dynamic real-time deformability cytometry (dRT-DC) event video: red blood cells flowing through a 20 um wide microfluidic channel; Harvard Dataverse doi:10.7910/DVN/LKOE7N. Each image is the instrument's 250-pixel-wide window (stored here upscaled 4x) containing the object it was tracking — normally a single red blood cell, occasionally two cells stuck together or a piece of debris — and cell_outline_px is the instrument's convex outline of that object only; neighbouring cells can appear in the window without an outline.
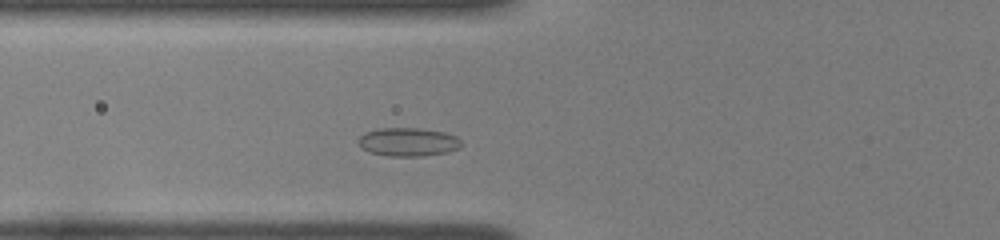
{"species": "common noctule bat (a hibernating species)", "species_latin": "Nyctalus noctula", "temperature_condition": "room temperature", "stored_images_in_passage": 38, "camera_frame_rate_fps": 3000, "um_per_image_px": 0.085, "animal": {"sex": "female", "body_mass_g": 22.0, "forearm_length_mm": 56.7}, "frame": {"image": 1, "passage_image": 7, "time_ms": 2.0, "image_size_px": [1000, 240], "cell_outline_px": [[464, 144], [460, 148], [448, 152], [424, 156], [388, 156], [368, 152], [360, 148], [360, 136], [364, 132], [376, 128], [420, 128], [444, 132], [456, 136]], "centroid_in_image_um": [34.7, 12.07], "position_along_channel_um": 91.1, "area_um2": 17.34}}
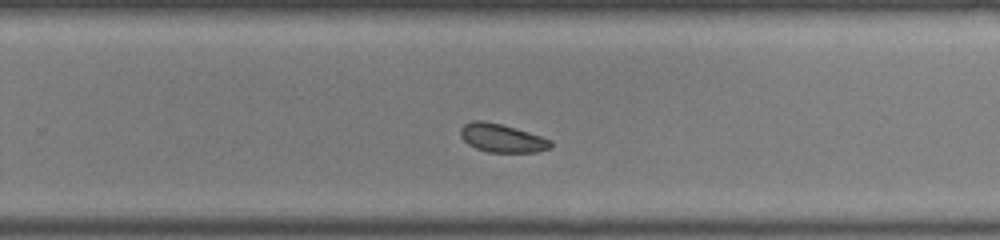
{"frame": {"image": 2, "passage_image": 22, "time_ms": 7.0, "image_size_px": [1000, 240], "cell_outline_px": [[552, 148], [536, 152], [488, 152], [476, 148], [468, 144], [460, 136], [460, 128], [464, 124], [472, 120], [484, 120], [500, 124], [528, 132], [552, 140]], "centroid_in_image_um": [42.65, 11.74], "position_along_channel_um": 287.1, "area_um2": 14.91}}
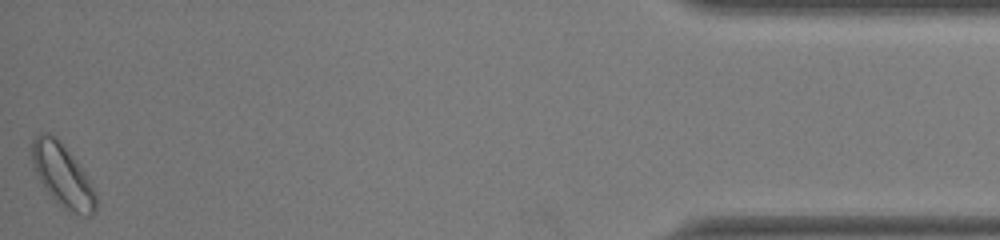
{"frame": {"image": 3, "passage_image": 38, "time_ms": 12.333, "image_size_px": [1000, 240], "cell_outline_px": [[96, 208], [92, 216], [84, 216], [64, 208], [48, 192], [32, 168], [32, 140], [40, 132], [48, 132], [56, 136], [60, 140], [84, 172], [96, 196]], "centroid_in_image_um": [5.29, 14.87], "position_along_channel_um": 429.9, "area_um2": 22.95}, "authors_computed_cell_mechanics": {"area_um2": 15.7794, "velocity_mm_per_s": 3.9277, "shape_relaxation_time_tau1_ms": null, "shape_relaxation_time_tau2_ms": 0.935, "deformation_change_tau1": null, "deformation_change_tau2": 0.0324}}